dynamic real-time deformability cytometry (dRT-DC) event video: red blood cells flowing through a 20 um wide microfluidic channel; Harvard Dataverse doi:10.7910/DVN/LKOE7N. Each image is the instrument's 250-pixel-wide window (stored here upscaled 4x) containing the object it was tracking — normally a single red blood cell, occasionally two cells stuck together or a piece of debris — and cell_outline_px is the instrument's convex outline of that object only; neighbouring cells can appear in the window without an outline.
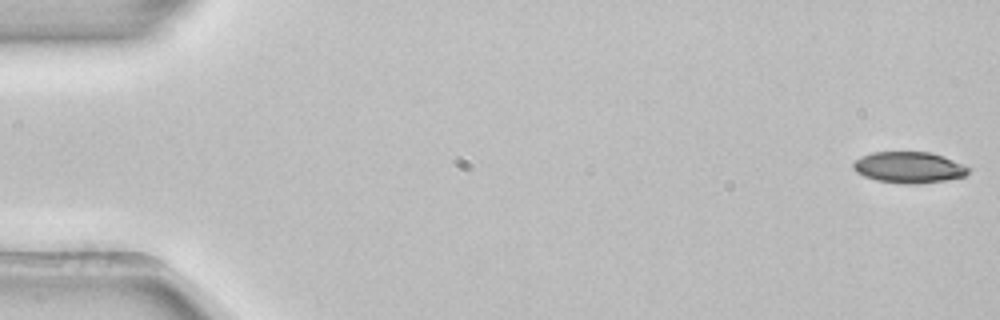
{"species": "common noctule bat (a hibernating species)", "species_latin": "Nyctalus noctula", "temperature_condition": "room temperature", "stored_images_in_passage": 53, "camera_frame_rate_fps": 3000, "um_per_image_px": 0.085, "animal": {"sex": "female", "body_mass_g": 22.7, "forearm_length_mm": 54.2}, "frame": {"image": 1, "passage_image": 1, "time_ms": 0.0, "image_size_px": [1000, 320], "cell_outline_px": [[968, 172], [964, 176], [944, 180], [916, 184], [904, 184], [876, 180], [864, 176], [856, 172], [852, 168], [852, 164], [860, 156], [872, 152], [928, 152], [944, 156], [964, 164], [968, 168]], "centroid_in_image_um": [77.22, 14.22], "position_along_channel_um": 7.8, "area_um2": 20.92}}
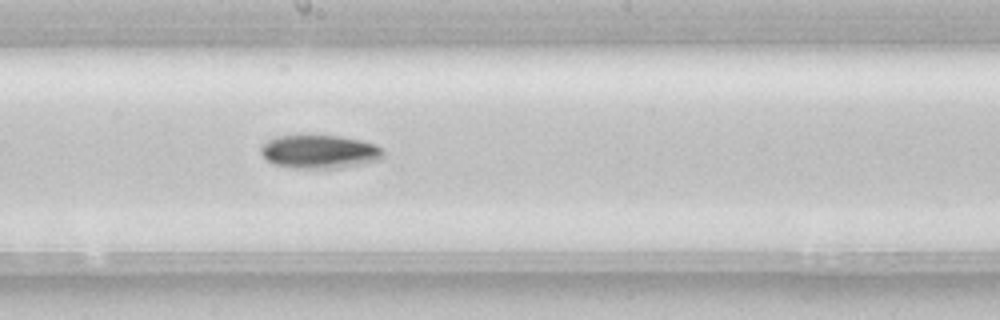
{"frame": {"image": 2, "passage_image": 29, "time_ms": 9.333, "image_size_px": [1000, 320], "cell_outline_px": [[384, 156], [380, 160], [340, 168], [288, 168], [272, 164], [260, 152], [260, 148], [268, 140], [276, 136], [340, 136], [360, 140], [376, 144], [384, 152]], "centroid_in_image_um": [27.16, 12.91], "position_along_channel_um": 221.0, "area_um2": 23.87}}
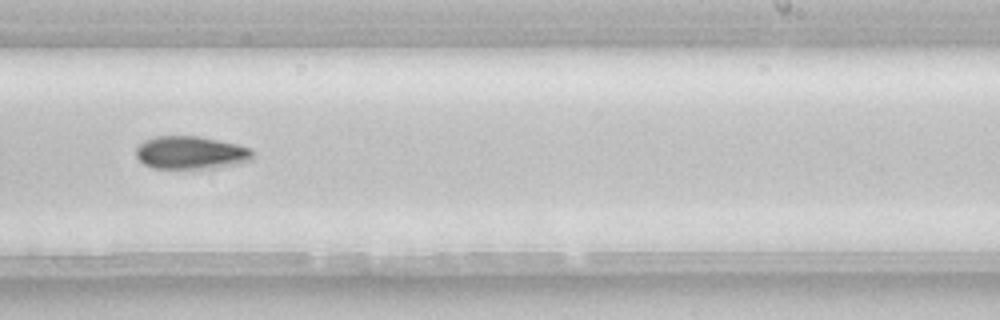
{"frame": {"image": 3, "passage_image": 33, "time_ms": 10.667, "image_size_px": [1000, 320], "cell_outline_px": [[252, 160], [240, 164], [220, 168], [152, 168], [144, 164], [136, 156], [136, 148], [144, 140], [156, 136], [196, 136], [236, 144], [248, 148], [252, 152]], "centroid_in_image_um": [16.21, 12.99], "position_along_channel_um": 272.8, "area_um2": 22.37}, "authors_computed_cell_mechanics": {"area_um2": 22.0218, "velocity_mm_per_s": 3.9054, "shape_relaxation_time_tau1_ms": 4.4022, "shape_relaxation_time_tau2_ms": null, "deformation_change_tau1": 0.105, "deformation_change_tau2": null}}